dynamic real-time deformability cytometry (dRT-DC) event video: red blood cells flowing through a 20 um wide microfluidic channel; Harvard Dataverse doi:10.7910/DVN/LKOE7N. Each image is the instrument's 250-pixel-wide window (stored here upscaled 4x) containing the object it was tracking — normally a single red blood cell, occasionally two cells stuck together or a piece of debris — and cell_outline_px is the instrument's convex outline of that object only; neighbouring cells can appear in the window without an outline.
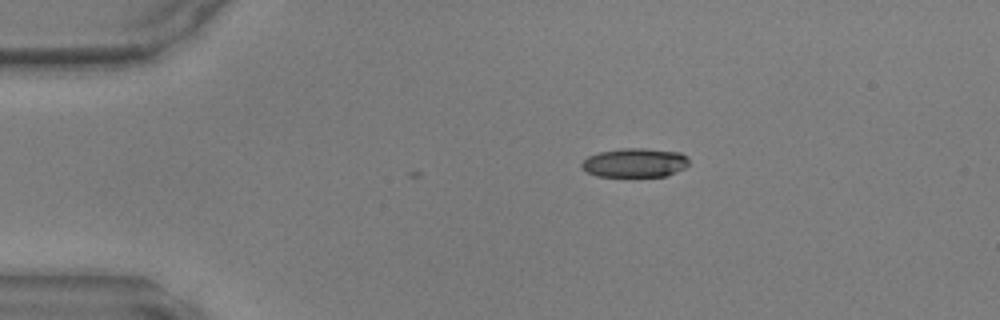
{"species": "common noctule bat (a hibernating species)", "species_latin": "Nyctalus noctula", "temperature_condition": "warm", "stored_images_in_passage": 6, "camera_frame_rate_fps": 3000, "um_per_image_px": 0.085, "animal": {"sex": "male", "body_mass_g": 17.9, "forearm_length_mm": 54.2}, "frame": {"image": 1, "passage_image": 1, "time_ms": 0.0, "image_size_px": [1000, 320], "cell_outline_px": [[688, 164], [684, 168], [676, 172], [664, 176], [596, 176], [580, 168], [580, 164], [588, 156], [600, 152], [620, 148], [644, 148], [680, 152], [688, 156]], "centroid_in_image_um": [53.95, 13.82], "position_along_channel_um": 31.0, "area_um2": 18.21}}